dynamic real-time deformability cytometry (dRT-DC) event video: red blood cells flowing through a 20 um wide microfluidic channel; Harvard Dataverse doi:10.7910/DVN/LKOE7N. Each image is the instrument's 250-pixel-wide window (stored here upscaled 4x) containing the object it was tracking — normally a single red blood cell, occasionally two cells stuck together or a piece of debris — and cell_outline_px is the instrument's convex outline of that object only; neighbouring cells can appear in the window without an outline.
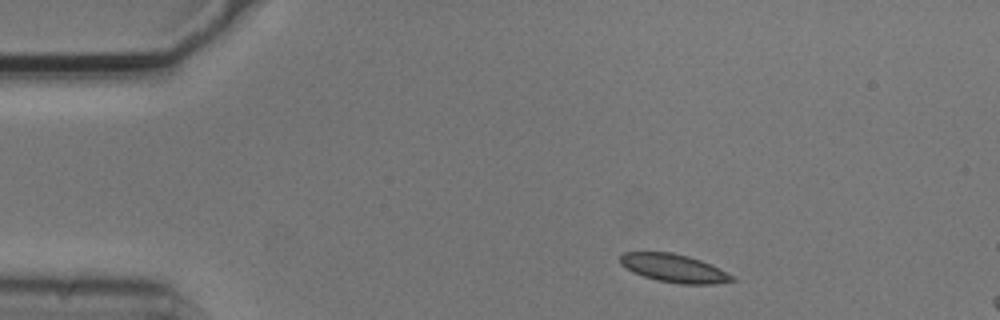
{"species": "common noctule bat (a hibernating species)", "species_latin": "Nyctalus noctula", "temperature_condition": "cold", "stored_images_in_passage": 3, "camera_frame_rate_fps": 3000, "um_per_image_px": 0.085, "animal": {"sex": "male", "body_mass_g": 20.5, "forearm_length_mm": 52.5}, "frame": {"image": 1, "passage_image": 1, "time_ms": 0.0, "image_size_px": [1000, 320], "cell_outline_px": [[736, 280], [716, 284], [680, 284], [656, 280], [632, 272], [620, 264], [620, 256], [624, 252], [672, 252], [688, 256], [700, 260], [732, 276]], "centroid_in_image_um": [57.23, 22.8], "position_along_channel_um": 27.8, "area_um2": 18.15}}